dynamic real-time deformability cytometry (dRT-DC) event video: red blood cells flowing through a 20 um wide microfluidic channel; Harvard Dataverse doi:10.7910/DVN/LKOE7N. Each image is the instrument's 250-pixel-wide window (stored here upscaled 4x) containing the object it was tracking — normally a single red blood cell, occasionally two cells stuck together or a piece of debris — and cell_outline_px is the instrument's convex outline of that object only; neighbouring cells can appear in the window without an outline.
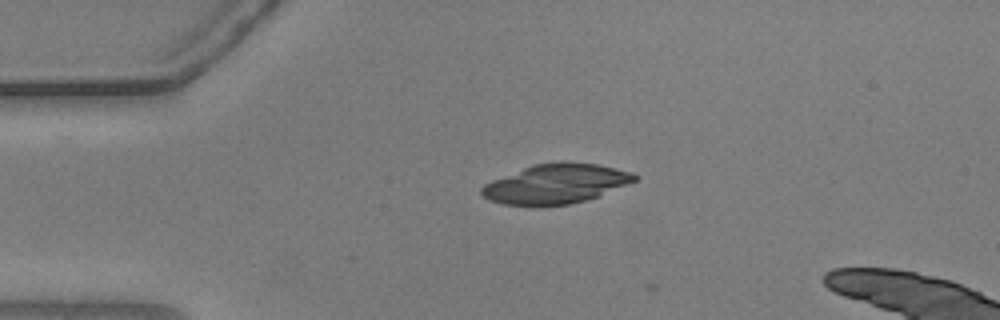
{"species": "common noctule bat (a hibernating species)", "species_latin": "Nyctalus noctula", "temperature_condition": "warm", "stored_images_in_passage": 2, "camera_frame_rate_fps": 3000, "um_per_image_px": 0.085, "animal": {"sex": "male", "body_mass_g": 20.5, "forearm_length_mm": 52.5}, "frame": {"image": 1, "passage_image": 1, "time_ms": 0.0, "image_size_px": [1000, 320], "cell_outline_px": [[640, 176], [636, 180], [600, 196], [568, 204], [504, 204], [488, 200], [480, 192], [480, 188], [484, 184], [492, 180], [532, 164], [596, 164], [632, 172]], "centroid_in_image_um": [47.24, 15.63], "position_along_channel_um": 37.8, "area_um2": 34.1}}